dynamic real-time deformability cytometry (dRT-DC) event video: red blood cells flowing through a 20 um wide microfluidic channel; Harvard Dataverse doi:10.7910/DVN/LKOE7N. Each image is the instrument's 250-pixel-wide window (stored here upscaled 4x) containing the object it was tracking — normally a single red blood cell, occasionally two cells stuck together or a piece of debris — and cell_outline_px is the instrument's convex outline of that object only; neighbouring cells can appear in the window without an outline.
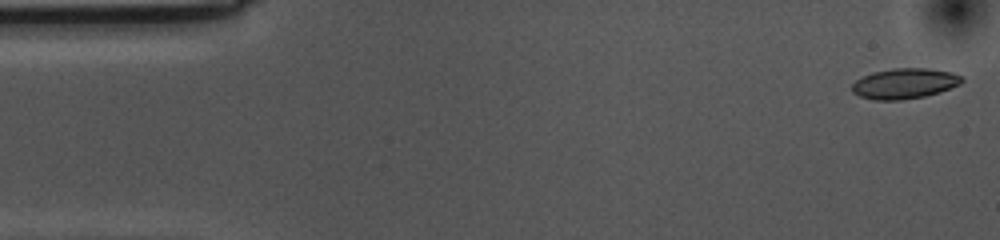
{"species": "common noctule bat (a hibernating species)", "species_latin": "Nyctalus noctula", "temperature_condition": "cold", "stored_images_in_passage": 55, "camera_frame_rate_fps": 3000, "um_per_image_px": 0.085, "animal": {"sex": "female", "body_mass_g": 10.0, "forearm_length_mm": 53.1}, "frame": {"image": 1, "passage_image": 1, "time_ms": 0.0, "image_size_px": [1000, 240], "cell_outline_px": [[964, 80], [960, 84], [940, 92], [924, 96], [900, 100], [872, 100], [860, 96], [852, 92], [852, 84], [856, 80], [872, 72], [892, 68], [928, 68], [952, 72], [964, 76]], "centroid_in_image_um": [76.9, 7.09], "position_along_channel_um": 8.1, "area_um2": 19.59}}
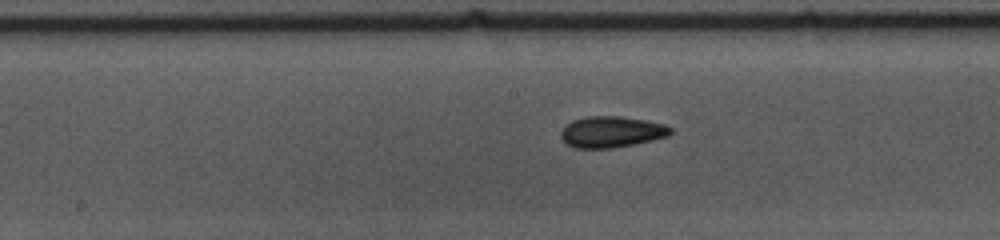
{"frame": {"image": 2, "passage_image": 26, "time_ms": 8.333, "image_size_px": [1000, 240], "cell_outline_px": [[672, 132], [668, 136], [652, 140], [612, 148], [576, 148], [568, 144], [560, 136], [560, 132], [572, 120], [584, 116], [620, 116], [644, 120], [664, 124], [672, 128]], "centroid_in_image_um": [51.97, 11.2], "position_along_channel_um": 196.2, "area_um2": 19.77}}
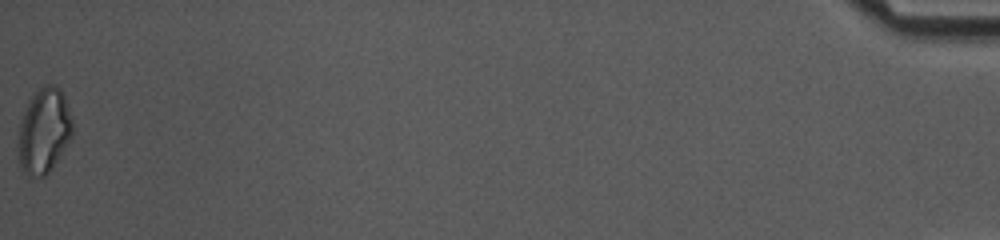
{"frame": {"image": 3, "passage_image": 55, "time_ms": 18.0, "image_size_px": [1000, 240], "cell_outline_px": [[72, 136], [60, 156], [52, 168], [44, 176], [28, 176], [20, 168], [20, 120], [28, 100], [36, 88], [44, 84], [56, 84], [60, 88], [64, 96], [72, 120]], "centroid_in_image_um": [3.75, 11.06], "position_along_channel_um": 431.4, "area_um2": 26.82}, "authors_computed_cell_mechanics": {"area_um2": 19.363, "velocity_mm_per_s": 3.5411, "shape_relaxation_time_tau1_ms": 6.1244, "shape_relaxation_time_tau2_ms": 2.887, "deformation_change_tau1": 0.1232, "deformation_change_tau2": 0.0817}}